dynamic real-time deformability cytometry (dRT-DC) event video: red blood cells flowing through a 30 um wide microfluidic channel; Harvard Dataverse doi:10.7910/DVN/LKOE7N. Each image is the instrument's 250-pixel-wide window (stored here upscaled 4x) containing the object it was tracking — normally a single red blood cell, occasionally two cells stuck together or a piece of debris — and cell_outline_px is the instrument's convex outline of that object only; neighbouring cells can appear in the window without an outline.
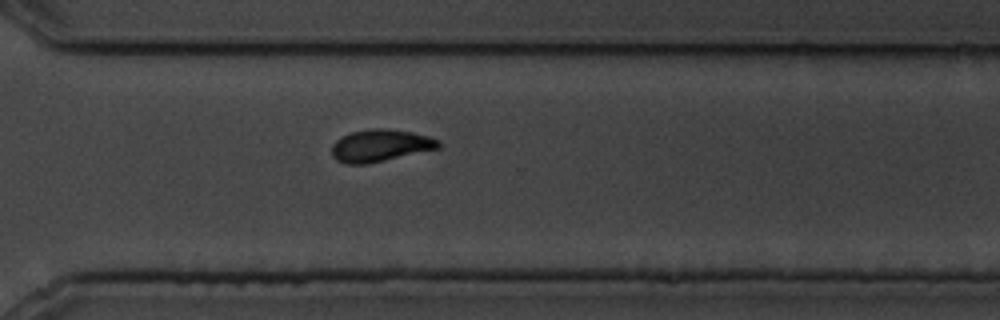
{"species": "common noctule bat (a hibernating species)", "species_latin": "Nyctalus noctula", "temperature_condition": "cold", "stored_images_in_passage": 12, "camera_frame_rate_fps": 3000, "um_per_image_px": 0.085, "animal": {"sex": "male", "body_mass_g": 19.5, "forearm_length_mm": 54.6}, "frame": {"image": 1, "passage_image": 12, "time_ms": 13.667, "image_size_px": [1000, 320], "cell_outline_px": [[440, 148], [368, 164], [348, 164], [336, 160], [332, 156], [332, 144], [340, 136], [352, 132], [372, 128], [388, 128], [412, 132], [428, 136], [440, 140]], "centroid_in_image_um": [32.32, 12.37], "position_along_channel_um": 338.3, "area_um2": 20.17}}